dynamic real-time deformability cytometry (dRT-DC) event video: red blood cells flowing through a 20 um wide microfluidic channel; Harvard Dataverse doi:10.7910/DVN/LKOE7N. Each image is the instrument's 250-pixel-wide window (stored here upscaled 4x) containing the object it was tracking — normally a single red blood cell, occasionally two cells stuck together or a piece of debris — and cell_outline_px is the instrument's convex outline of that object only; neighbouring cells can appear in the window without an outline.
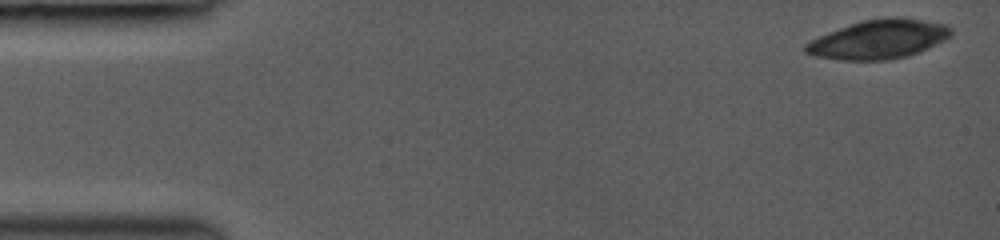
{"species": "common noctule bat (a hibernating species)", "species_latin": "Nyctalus noctula", "temperature_condition": "room temperature", "stored_images_in_passage": 17, "camera_frame_rate_fps": 3000, "um_per_image_px": 0.085, "animal": {"sex": "female", "body_mass_g": 19.0, "forearm_length_mm": 53.3}, "frame": {"image": 1, "passage_image": 1, "time_ms": 0.0, "image_size_px": [1000, 240], "cell_outline_px": [[952, 32], [944, 40], [920, 52], [908, 56], [888, 60], [840, 60], [816, 56], [804, 52], [804, 44], [828, 32], [864, 20], [884, 16], [900, 16], [948, 24], [952, 28]], "centroid_in_image_um": [74.72, 3.33], "position_along_channel_um": 10.3, "area_um2": 33.18}}